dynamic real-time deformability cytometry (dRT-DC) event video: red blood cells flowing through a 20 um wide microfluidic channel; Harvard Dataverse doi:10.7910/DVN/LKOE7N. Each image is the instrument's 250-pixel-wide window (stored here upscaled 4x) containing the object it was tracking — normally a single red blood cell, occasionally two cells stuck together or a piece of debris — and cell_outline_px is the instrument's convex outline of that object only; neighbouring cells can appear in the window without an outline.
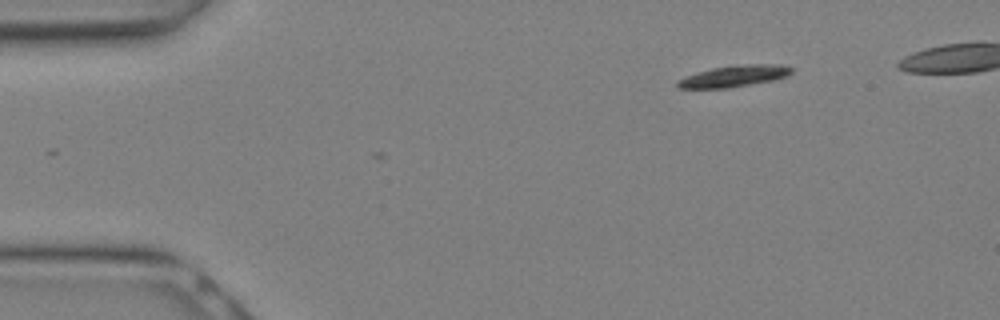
{"species": "Egyptian fruit bat (a non-hibernating species)", "species_latin": "Rousettus aegyptiacus", "temperature_condition": "warm", "stored_images_in_passage": 6, "camera_frame_rate_fps": 3000, "um_per_image_px": 0.085, "animal": {"sex": "female"}, "frame": {"image": 1, "passage_image": 1, "time_ms": 0.0, "image_size_px": [1000, 320], "cell_outline_px": [[792, 72], [788, 76], [776, 80], [728, 88], [680, 88], [676, 84], [676, 80], [696, 72], [712, 68], [748, 64], [780, 64], [792, 68]], "centroid_in_image_um": [62.42, 6.47], "position_along_channel_um": 22.6, "area_um2": 14.28}}